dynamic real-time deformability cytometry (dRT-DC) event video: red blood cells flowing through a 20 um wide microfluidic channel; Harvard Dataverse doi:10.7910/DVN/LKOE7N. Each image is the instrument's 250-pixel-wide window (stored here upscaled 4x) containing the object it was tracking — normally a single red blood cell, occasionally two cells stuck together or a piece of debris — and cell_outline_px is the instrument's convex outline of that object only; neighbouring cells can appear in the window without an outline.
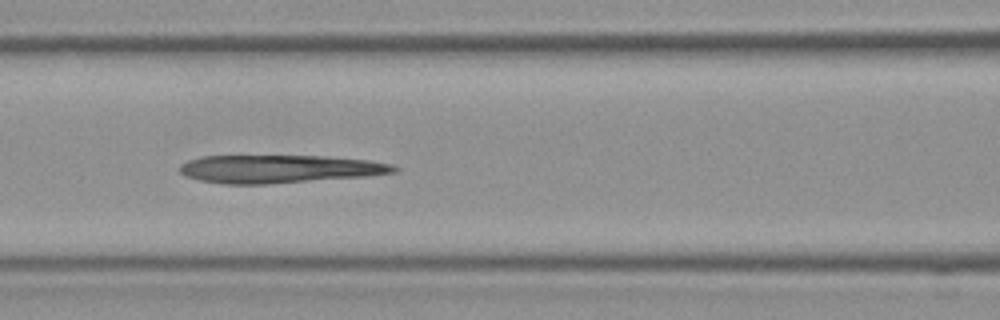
{"species": "Egyptian fruit bat (a non-hibernating species)", "species_latin": "Rousettus aegyptiacus", "temperature_condition": "room temperature", "stored_images_in_passage": 32, "camera_frame_rate_fps": 3000, "um_per_image_px": 0.085, "frame": {"image": 1, "passage_image": 10, "time_ms": 3.0, "image_size_px": [1000, 320], "cell_outline_px": [[400, 168], [396, 172], [368, 176], [268, 184], [224, 184], [200, 180], [184, 176], [176, 168], [180, 164], [188, 160], [204, 156], [324, 156], [368, 160], [392, 164]], "centroid_in_image_um": [23.72, 14.36], "position_along_channel_um": 142.9, "area_um2": 35.14}}
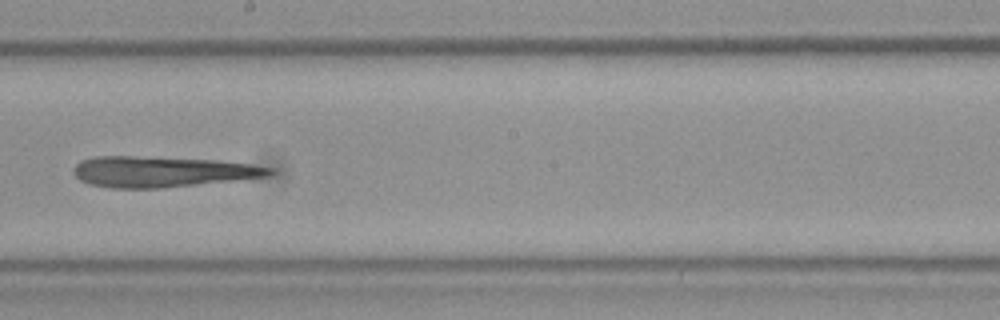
{"frame": {"image": 2, "passage_image": 15, "time_ms": 4.667, "image_size_px": [1000, 320], "cell_outline_px": [[276, 172], [272, 176], [160, 188], [108, 188], [88, 184], [80, 180], [72, 172], [72, 168], [80, 160], [96, 156], [132, 156], [216, 160], [252, 164], [276, 168]], "centroid_in_image_um": [13.79, 14.59], "position_along_channel_um": 234.4, "area_um2": 35.37}}
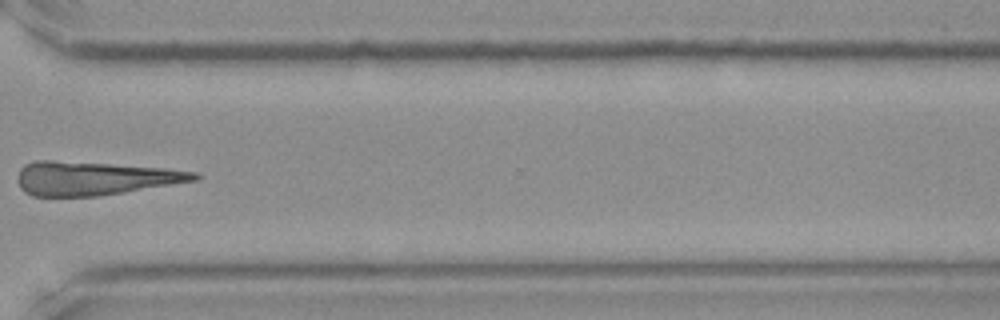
{"frame": {"image": 3, "passage_image": 22, "time_ms": 7.0, "image_size_px": [1000, 320], "cell_outline_px": [[204, 176], [200, 180], [96, 196], [32, 196], [24, 192], [20, 188], [16, 180], [16, 176], [20, 168], [24, 164], [36, 160], [52, 160], [164, 168], [196, 172]], "centroid_in_image_um": [7.99, 15.15], "position_along_channel_um": 362.6, "area_um2": 34.68}}